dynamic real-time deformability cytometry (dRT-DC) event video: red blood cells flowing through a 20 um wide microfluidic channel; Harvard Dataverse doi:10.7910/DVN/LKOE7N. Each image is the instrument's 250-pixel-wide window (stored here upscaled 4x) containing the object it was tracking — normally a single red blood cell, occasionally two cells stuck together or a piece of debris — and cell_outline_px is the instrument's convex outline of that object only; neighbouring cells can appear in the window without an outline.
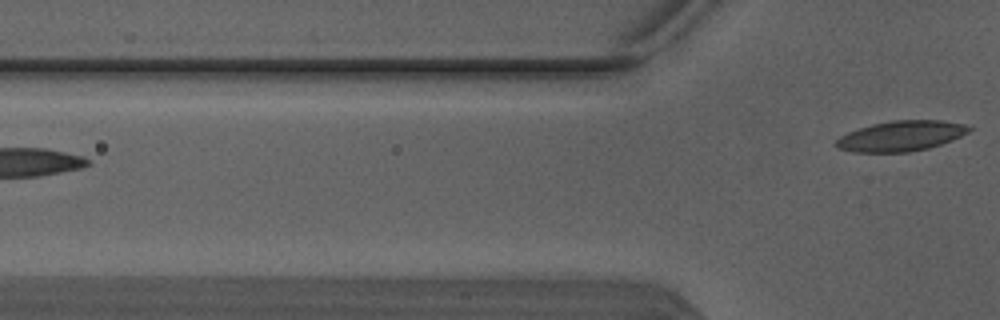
{"species": "Egyptian fruit bat (a non-hibernating species)", "species_latin": "Rousettus aegyptiacus", "temperature_condition": "warm", "stored_images_in_passage": 3, "camera_frame_rate_fps": 3000, "um_per_image_px": 0.085, "animal": {"sex": "male"}, "frame": {"image": 1, "passage_image": 3, "time_ms": 0.667, "image_size_px": [1000, 320], "cell_outline_px": [[972, 128], [968, 132], [960, 136], [940, 144], [928, 148], [908, 152], [852, 152], [836, 148], [832, 144], [840, 136], [848, 132], [872, 124], [892, 120], [940, 120], [964, 124]], "centroid_in_image_um": [76.52, 11.56], "position_along_channel_um": 49.3, "area_um2": 23.41}}